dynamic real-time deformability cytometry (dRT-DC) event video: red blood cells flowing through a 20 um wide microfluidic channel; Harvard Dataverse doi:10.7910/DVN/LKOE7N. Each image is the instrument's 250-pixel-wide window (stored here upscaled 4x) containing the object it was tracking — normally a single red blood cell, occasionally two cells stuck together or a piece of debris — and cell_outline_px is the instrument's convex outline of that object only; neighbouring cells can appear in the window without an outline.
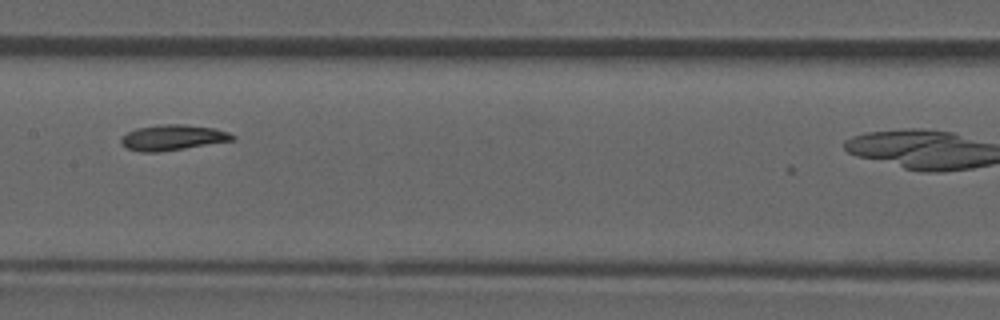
{"species": "common noctule bat (a hibernating species)", "species_latin": "Nyctalus noctula", "temperature_condition": "room temperature", "stored_images_in_passage": 7, "camera_frame_rate_fps": 3000, "um_per_image_px": 0.085, "animal": {"sex": "male", "forearm_length_mm": 52.5}, "frame": {"image": 1, "passage_image": 5, "time_ms": 1.333, "image_size_px": [1000, 320], "cell_outline_px": [[236, 140], [184, 148], [156, 152], [140, 152], [124, 148], [120, 144], [120, 140], [128, 132], [136, 128], [160, 124], [184, 124], [216, 128], [228, 132], [236, 136]], "centroid_in_image_um": [14.68, 11.69], "position_along_channel_um": 192.7, "area_um2": 16.7}}
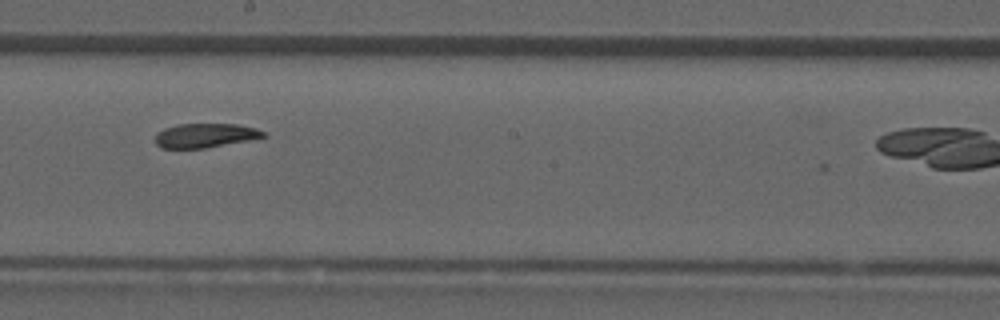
{"frame": {"image": 2, "passage_image": 6, "time_ms": 1.667, "image_size_px": [1000, 320], "cell_outline_px": [[268, 136], [248, 140], [204, 148], [160, 148], [156, 144], [156, 132], [164, 128], [176, 124], [236, 124], [256, 128], [264, 132]], "centroid_in_image_um": [17.41, 11.51], "position_along_channel_um": 230.8, "area_um2": 15.2}}